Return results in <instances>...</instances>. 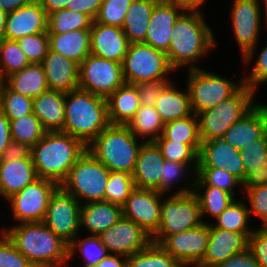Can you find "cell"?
Segmentation results:
<instances>
[{
  "mask_svg": "<svg viewBox=\"0 0 267 267\" xmlns=\"http://www.w3.org/2000/svg\"><path fill=\"white\" fill-rule=\"evenodd\" d=\"M216 44L213 31L201 11L186 10L173 26L171 44L166 53L175 70L186 65L190 70L200 68L196 65L197 60L208 54Z\"/></svg>",
  "mask_w": 267,
  "mask_h": 267,
  "instance_id": "obj_1",
  "label": "cell"
},
{
  "mask_svg": "<svg viewBox=\"0 0 267 267\" xmlns=\"http://www.w3.org/2000/svg\"><path fill=\"white\" fill-rule=\"evenodd\" d=\"M134 189L135 185L131 174L110 171L105 188V201L123 207Z\"/></svg>",
  "mask_w": 267,
  "mask_h": 267,
  "instance_id": "obj_45",
  "label": "cell"
},
{
  "mask_svg": "<svg viewBox=\"0 0 267 267\" xmlns=\"http://www.w3.org/2000/svg\"><path fill=\"white\" fill-rule=\"evenodd\" d=\"M109 175L108 168L86 150L60 186L81 204V199L86 201L85 203L105 201Z\"/></svg>",
  "mask_w": 267,
  "mask_h": 267,
  "instance_id": "obj_8",
  "label": "cell"
},
{
  "mask_svg": "<svg viewBox=\"0 0 267 267\" xmlns=\"http://www.w3.org/2000/svg\"><path fill=\"white\" fill-rule=\"evenodd\" d=\"M260 0H234L231 9L233 35L239 46L243 62L253 61L259 32L262 12Z\"/></svg>",
  "mask_w": 267,
  "mask_h": 267,
  "instance_id": "obj_12",
  "label": "cell"
},
{
  "mask_svg": "<svg viewBox=\"0 0 267 267\" xmlns=\"http://www.w3.org/2000/svg\"><path fill=\"white\" fill-rule=\"evenodd\" d=\"M93 19L77 11L62 9L48 16V34H64L74 30H90Z\"/></svg>",
  "mask_w": 267,
  "mask_h": 267,
  "instance_id": "obj_37",
  "label": "cell"
},
{
  "mask_svg": "<svg viewBox=\"0 0 267 267\" xmlns=\"http://www.w3.org/2000/svg\"><path fill=\"white\" fill-rule=\"evenodd\" d=\"M7 13L0 8V39L3 38L5 32Z\"/></svg>",
  "mask_w": 267,
  "mask_h": 267,
  "instance_id": "obj_65",
  "label": "cell"
},
{
  "mask_svg": "<svg viewBox=\"0 0 267 267\" xmlns=\"http://www.w3.org/2000/svg\"><path fill=\"white\" fill-rule=\"evenodd\" d=\"M49 90L68 93L79 88V64L48 50L41 62Z\"/></svg>",
  "mask_w": 267,
  "mask_h": 267,
  "instance_id": "obj_25",
  "label": "cell"
},
{
  "mask_svg": "<svg viewBox=\"0 0 267 267\" xmlns=\"http://www.w3.org/2000/svg\"><path fill=\"white\" fill-rule=\"evenodd\" d=\"M267 131V104L257 103L241 119L231 125L222 137L240 150L253 140L261 139Z\"/></svg>",
  "mask_w": 267,
  "mask_h": 267,
  "instance_id": "obj_23",
  "label": "cell"
},
{
  "mask_svg": "<svg viewBox=\"0 0 267 267\" xmlns=\"http://www.w3.org/2000/svg\"><path fill=\"white\" fill-rule=\"evenodd\" d=\"M191 178L192 183H188V186L180 188L162 200L160 225L151 236L152 242L160 244L167 236L192 229L204 222L198 199L193 193L196 177L191 176Z\"/></svg>",
  "mask_w": 267,
  "mask_h": 267,
  "instance_id": "obj_6",
  "label": "cell"
},
{
  "mask_svg": "<svg viewBox=\"0 0 267 267\" xmlns=\"http://www.w3.org/2000/svg\"><path fill=\"white\" fill-rule=\"evenodd\" d=\"M250 74L248 76L242 77L243 84L248 88H252L256 91L258 85L267 81V44L261 50L260 54L257 56V60L252 65Z\"/></svg>",
  "mask_w": 267,
  "mask_h": 267,
  "instance_id": "obj_54",
  "label": "cell"
},
{
  "mask_svg": "<svg viewBox=\"0 0 267 267\" xmlns=\"http://www.w3.org/2000/svg\"><path fill=\"white\" fill-rule=\"evenodd\" d=\"M109 124L106 98L80 88L66 93L62 132L87 147Z\"/></svg>",
  "mask_w": 267,
  "mask_h": 267,
  "instance_id": "obj_4",
  "label": "cell"
},
{
  "mask_svg": "<svg viewBox=\"0 0 267 267\" xmlns=\"http://www.w3.org/2000/svg\"><path fill=\"white\" fill-rule=\"evenodd\" d=\"M198 168L225 169L241 183L246 177L240 150L232 147L223 138L204 141L198 153Z\"/></svg>",
  "mask_w": 267,
  "mask_h": 267,
  "instance_id": "obj_18",
  "label": "cell"
},
{
  "mask_svg": "<svg viewBox=\"0 0 267 267\" xmlns=\"http://www.w3.org/2000/svg\"><path fill=\"white\" fill-rule=\"evenodd\" d=\"M42 8L45 10L47 15L49 16L50 14L66 9L68 3L71 0H37Z\"/></svg>",
  "mask_w": 267,
  "mask_h": 267,
  "instance_id": "obj_61",
  "label": "cell"
},
{
  "mask_svg": "<svg viewBox=\"0 0 267 267\" xmlns=\"http://www.w3.org/2000/svg\"><path fill=\"white\" fill-rule=\"evenodd\" d=\"M163 135L171 141L188 145H201L198 116L192 113L187 117L166 123Z\"/></svg>",
  "mask_w": 267,
  "mask_h": 267,
  "instance_id": "obj_38",
  "label": "cell"
},
{
  "mask_svg": "<svg viewBox=\"0 0 267 267\" xmlns=\"http://www.w3.org/2000/svg\"><path fill=\"white\" fill-rule=\"evenodd\" d=\"M251 234L210 227L208 246L203 259L195 267H215L234 254L244 251Z\"/></svg>",
  "mask_w": 267,
  "mask_h": 267,
  "instance_id": "obj_20",
  "label": "cell"
},
{
  "mask_svg": "<svg viewBox=\"0 0 267 267\" xmlns=\"http://www.w3.org/2000/svg\"><path fill=\"white\" fill-rule=\"evenodd\" d=\"M96 267H127V257L110 254L108 257L102 259Z\"/></svg>",
  "mask_w": 267,
  "mask_h": 267,
  "instance_id": "obj_62",
  "label": "cell"
},
{
  "mask_svg": "<svg viewBox=\"0 0 267 267\" xmlns=\"http://www.w3.org/2000/svg\"><path fill=\"white\" fill-rule=\"evenodd\" d=\"M260 267H267V227L255 229L248 237V246Z\"/></svg>",
  "mask_w": 267,
  "mask_h": 267,
  "instance_id": "obj_53",
  "label": "cell"
},
{
  "mask_svg": "<svg viewBox=\"0 0 267 267\" xmlns=\"http://www.w3.org/2000/svg\"><path fill=\"white\" fill-rule=\"evenodd\" d=\"M240 198L234 201L222 211V213L215 219L216 223L210 224V227L229 230L236 233H252L254 229L248 227L250 218L249 207Z\"/></svg>",
  "mask_w": 267,
  "mask_h": 267,
  "instance_id": "obj_36",
  "label": "cell"
},
{
  "mask_svg": "<svg viewBox=\"0 0 267 267\" xmlns=\"http://www.w3.org/2000/svg\"><path fill=\"white\" fill-rule=\"evenodd\" d=\"M187 77L191 110L196 115L229 99L244 85L243 79L234 83L224 76L201 68L188 70Z\"/></svg>",
  "mask_w": 267,
  "mask_h": 267,
  "instance_id": "obj_10",
  "label": "cell"
},
{
  "mask_svg": "<svg viewBox=\"0 0 267 267\" xmlns=\"http://www.w3.org/2000/svg\"><path fill=\"white\" fill-rule=\"evenodd\" d=\"M87 147L77 138L62 131H47L31 148L38 178L48 179L59 186Z\"/></svg>",
  "mask_w": 267,
  "mask_h": 267,
  "instance_id": "obj_3",
  "label": "cell"
},
{
  "mask_svg": "<svg viewBox=\"0 0 267 267\" xmlns=\"http://www.w3.org/2000/svg\"><path fill=\"white\" fill-rule=\"evenodd\" d=\"M1 231L35 267H62L68 261V243L43 222L19 223Z\"/></svg>",
  "mask_w": 267,
  "mask_h": 267,
  "instance_id": "obj_2",
  "label": "cell"
},
{
  "mask_svg": "<svg viewBox=\"0 0 267 267\" xmlns=\"http://www.w3.org/2000/svg\"><path fill=\"white\" fill-rule=\"evenodd\" d=\"M127 125L109 124L88 146L87 150L109 171L133 174L143 144Z\"/></svg>",
  "mask_w": 267,
  "mask_h": 267,
  "instance_id": "obj_5",
  "label": "cell"
},
{
  "mask_svg": "<svg viewBox=\"0 0 267 267\" xmlns=\"http://www.w3.org/2000/svg\"><path fill=\"white\" fill-rule=\"evenodd\" d=\"M164 160L160 148L154 141H144L132 174L135 188L155 190L161 193V173Z\"/></svg>",
  "mask_w": 267,
  "mask_h": 267,
  "instance_id": "obj_24",
  "label": "cell"
},
{
  "mask_svg": "<svg viewBox=\"0 0 267 267\" xmlns=\"http://www.w3.org/2000/svg\"><path fill=\"white\" fill-rule=\"evenodd\" d=\"M209 236L210 224L204 221L197 227L167 236L159 245L183 267H195L203 259Z\"/></svg>",
  "mask_w": 267,
  "mask_h": 267,
  "instance_id": "obj_15",
  "label": "cell"
},
{
  "mask_svg": "<svg viewBox=\"0 0 267 267\" xmlns=\"http://www.w3.org/2000/svg\"><path fill=\"white\" fill-rule=\"evenodd\" d=\"M241 185L242 183L225 169L197 168L194 186L218 187L235 196L233 189Z\"/></svg>",
  "mask_w": 267,
  "mask_h": 267,
  "instance_id": "obj_46",
  "label": "cell"
},
{
  "mask_svg": "<svg viewBox=\"0 0 267 267\" xmlns=\"http://www.w3.org/2000/svg\"><path fill=\"white\" fill-rule=\"evenodd\" d=\"M29 64L16 40L0 39V76L3 80Z\"/></svg>",
  "mask_w": 267,
  "mask_h": 267,
  "instance_id": "obj_42",
  "label": "cell"
},
{
  "mask_svg": "<svg viewBox=\"0 0 267 267\" xmlns=\"http://www.w3.org/2000/svg\"><path fill=\"white\" fill-rule=\"evenodd\" d=\"M49 50L73 60L79 65L91 54L90 30H74L64 34H48Z\"/></svg>",
  "mask_w": 267,
  "mask_h": 267,
  "instance_id": "obj_30",
  "label": "cell"
},
{
  "mask_svg": "<svg viewBox=\"0 0 267 267\" xmlns=\"http://www.w3.org/2000/svg\"><path fill=\"white\" fill-rule=\"evenodd\" d=\"M165 160L180 163H198L200 145H188L168 140L163 134L154 141Z\"/></svg>",
  "mask_w": 267,
  "mask_h": 267,
  "instance_id": "obj_44",
  "label": "cell"
},
{
  "mask_svg": "<svg viewBox=\"0 0 267 267\" xmlns=\"http://www.w3.org/2000/svg\"><path fill=\"white\" fill-rule=\"evenodd\" d=\"M4 83L12 91L32 99L49 90L41 63H30L21 71L8 76Z\"/></svg>",
  "mask_w": 267,
  "mask_h": 267,
  "instance_id": "obj_31",
  "label": "cell"
},
{
  "mask_svg": "<svg viewBox=\"0 0 267 267\" xmlns=\"http://www.w3.org/2000/svg\"><path fill=\"white\" fill-rule=\"evenodd\" d=\"M0 109L9 120L33 113V99L12 91L5 83L0 92Z\"/></svg>",
  "mask_w": 267,
  "mask_h": 267,
  "instance_id": "obj_43",
  "label": "cell"
},
{
  "mask_svg": "<svg viewBox=\"0 0 267 267\" xmlns=\"http://www.w3.org/2000/svg\"><path fill=\"white\" fill-rule=\"evenodd\" d=\"M77 237L68 244V260L75 256V253L80 252L86 260L83 267H96L102 259L110 255L98 235H90L82 240Z\"/></svg>",
  "mask_w": 267,
  "mask_h": 267,
  "instance_id": "obj_40",
  "label": "cell"
},
{
  "mask_svg": "<svg viewBox=\"0 0 267 267\" xmlns=\"http://www.w3.org/2000/svg\"><path fill=\"white\" fill-rule=\"evenodd\" d=\"M11 141L12 138L9 119L0 109V156L3 154L4 150Z\"/></svg>",
  "mask_w": 267,
  "mask_h": 267,
  "instance_id": "obj_60",
  "label": "cell"
},
{
  "mask_svg": "<svg viewBox=\"0 0 267 267\" xmlns=\"http://www.w3.org/2000/svg\"><path fill=\"white\" fill-rule=\"evenodd\" d=\"M186 91H179L176 84L170 83L162 92L155 104V109L161 116L164 124L181 119L192 114L190 95Z\"/></svg>",
  "mask_w": 267,
  "mask_h": 267,
  "instance_id": "obj_33",
  "label": "cell"
},
{
  "mask_svg": "<svg viewBox=\"0 0 267 267\" xmlns=\"http://www.w3.org/2000/svg\"><path fill=\"white\" fill-rule=\"evenodd\" d=\"M126 82L122 63L89 54L79 65V88L108 98Z\"/></svg>",
  "mask_w": 267,
  "mask_h": 267,
  "instance_id": "obj_11",
  "label": "cell"
},
{
  "mask_svg": "<svg viewBox=\"0 0 267 267\" xmlns=\"http://www.w3.org/2000/svg\"><path fill=\"white\" fill-rule=\"evenodd\" d=\"M30 155L31 148L28 145L12 140L0 156V160H18Z\"/></svg>",
  "mask_w": 267,
  "mask_h": 267,
  "instance_id": "obj_59",
  "label": "cell"
},
{
  "mask_svg": "<svg viewBox=\"0 0 267 267\" xmlns=\"http://www.w3.org/2000/svg\"><path fill=\"white\" fill-rule=\"evenodd\" d=\"M267 184V156L265 157L262 165L246 174L242 182V189H252Z\"/></svg>",
  "mask_w": 267,
  "mask_h": 267,
  "instance_id": "obj_58",
  "label": "cell"
},
{
  "mask_svg": "<svg viewBox=\"0 0 267 267\" xmlns=\"http://www.w3.org/2000/svg\"><path fill=\"white\" fill-rule=\"evenodd\" d=\"M122 70L125 82L131 85L149 81H171L167 75L175 71L166 52L143 42L130 43L122 62Z\"/></svg>",
  "mask_w": 267,
  "mask_h": 267,
  "instance_id": "obj_9",
  "label": "cell"
},
{
  "mask_svg": "<svg viewBox=\"0 0 267 267\" xmlns=\"http://www.w3.org/2000/svg\"><path fill=\"white\" fill-rule=\"evenodd\" d=\"M179 4L185 11H200V7L206 3V0H172Z\"/></svg>",
  "mask_w": 267,
  "mask_h": 267,
  "instance_id": "obj_64",
  "label": "cell"
},
{
  "mask_svg": "<svg viewBox=\"0 0 267 267\" xmlns=\"http://www.w3.org/2000/svg\"><path fill=\"white\" fill-rule=\"evenodd\" d=\"M103 0H71L66 9L89 15L95 20Z\"/></svg>",
  "mask_w": 267,
  "mask_h": 267,
  "instance_id": "obj_57",
  "label": "cell"
},
{
  "mask_svg": "<svg viewBox=\"0 0 267 267\" xmlns=\"http://www.w3.org/2000/svg\"><path fill=\"white\" fill-rule=\"evenodd\" d=\"M133 0H103L95 22L122 28L124 18Z\"/></svg>",
  "mask_w": 267,
  "mask_h": 267,
  "instance_id": "obj_47",
  "label": "cell"
},
{
  "mask_svg": "<svg viewBox=\"0 0 267 267\" xmlns=\"http://www.w3.org/2000/svg\"><path fill=\"white\" fill-rule=\"evenodd\" d=\"M108 120L113 125H127L141 106L135 85L125 83L107 99Z\"/></svg>",
  "mask_w": 267,
  "mask_h": 267,
  "instance_id": "obj_29",
  "label": "cell"
},
{
  "mask_svg": "<svg viewBox=\"0 0 267 267\" xmlns=\"http://www.w3.org/2000/svg\"><path fill=\"white\" fill-rule=\"evenodd\" d=\"M164 122L155 106L141 105L135 116L127 124L130 131L137 137L143 136V141H155L163 134ZM147 138V139H144Z\"/></svg>",
  "mask_w": 267,
  "mask_h": 267,
  "instance_id": "obj_34",
  "label": "cell"
},
{
  "mask_svg": "<svg viewBox=\"0 0 267 267\" xmlns=\"http://www.w3.org/2000/svg\"><path fill=\"white\" fill-rule=\"evenodd\" d=\"M193 193L199 202L201 218L210 215L216 219L235 199L232 194L213 186H194Z\"/></svg>",
  "mask_w": 267,
  "mask_h": 267,
  "instance_id": "obj_35",
  "label": "cell"
},
{
  "mask_svg": "<svg viewBox=\"0 0 267 267\" xmlns=\"http://www.w3.org/2000/svg\"><path fill=\"white\" fill-rule=\"evenodd\" d=\"M98 236L110 254L125 257L143 250L152 242L149 233L124 216Z\"/></svg>",
  "mask_w": 267,
  "mask_h": 267,
  "instance_id": "obj_16",
  "label": "cell"
},
{
  "mask_svg": "<svg viewBox=\"0 0 267 267\" xmlns=\"http://www.w3.org/2000/svg\"><path fill=\"white\" fill-rule=\"evenodd\" d=\"M66 93L47 90L33 99V113L47 131H61L65 122Z\"/></svg>",
  "mask_w": 267,
  "mask_h": 267,
  "instance_id": "obj_28",
  "label": "cell"
},
{
  "mask_svg": "<svg viewBox=\"0 0 267 267\" xmlns=\"http://www.w3.org/2000/svg\"><path fill=\"white\" fill-rule=\"evenodd\" d=\"M262 3L264 4V7H265V8H264V10H265V11H264V12H265V14H264V15H265V19H264V20H265L266 25H267V0H263Z\"/></svg>",
  "mask_w": 267,
  "mask_h": 267,
  "instance_id": "obj_66",
  "label": "cell"
},
{
  "mask_svg": "<svg viewBox=\"0 0 267 267\" xmlns=\"http://www.w3.org/2000/svg\"><path fill=\"white\" fill-rule=\"evenodd\" d=\"M123 216L121 206L97 201L81 204L80 228L84 227L91 235H99L113 226Z\"/></svg>",
  "mask_w": 267,
  "mask_h": 267,
  "instance_id": "obj_27",
  "label": "cell"
},
{
  "mask_svg": "<svg viewBox=\"0 0 267 267\" xmlns=\"http://www.w3.org/2000/svg\"><path fill=\"white\" fill-rule=\"evenodd\" d=\"M38 178L32 156L0 160V196L5 199L23 190Z\"/></svg>",
  "mask_w": 267,
  "mask_h": 267,
  "instance_id": "obj_26",
  "label": "cell"
},
{
  "mask_svg": "<svg viewBox=\"0 0 267 267\" xmlns=\"http://www.w3.org/2000/svg\"><path fill=\"white\" fill-rule=\"evenodd\" d=\"M245 174L260 167L267 156V134L240 149Z\"/></svg>",
  "mask_w": 267,
  "mask_h": 267,
  "instance_id": "obj_50",
  "label": "cell"
},
{
  "mask_svg": "<svg viewBox=\"0 0 267 267\" xmlns=\"http://www.w3.org/2000/svg\"><path fill=\"white\" fill-rule=\"evenodd\" d=\"M160 0H133L122 26L130 43H141L149 27L150 18L155 5Z\"/></svg>",
  "mask_w": 267,
  "mask_h": 267,
  "instance_id": "obj_32",
  "label": "cell"
},
{
  "mask_svg": "<svg viewBox=\"0 0 267 267\" xmlns=\"http://www.w3.org/2000/svg\"><path fill=\"white\" fill-rule=\"evenodd\" d=\"M0 267H35L3 231L0 235Z\"/></svg>",
  "mask_w": 267,
  "mask_h": 267,
  "instance_id": "obj_51",
  "label": "cell"
},
{
  "mask_svg": "<svg viewBox=\"0 0 267 267\" xmlns=\"http://www.w3.org/2000/svg\"><path fill=\"white\" fill-rule=\"evenodd\" d=\"M81 203L59 186L52 194L43 223L68 244L79 236Z\"/></svg>",
  "mask_w": 267,
  "mask_h": 267,
  "instance_id": "obj_14",
  "label": "cell"
},
{
  "mask_svg": "<svg viewBox=\"0 0 267 267\" xmlns=\"http://www.w3.org/2000/svg\"><path fill=\"white\" fill-rule=\"evenodd\" d=\"M255 90L243 85L232 97L200 112L199 134L201 142L222 138L232 124L241 119L257 103Z\"/></svg>",
  "mask_w": 267,
  "mask_h": 267,
  "instance_id": "obj_7",
  "label": "cell"
},
{
  "mask_svg": "<svg viewBox=\"0 0 267 267\" xmlns=\"http://www.w3.org/2000/svg\"><path fill=\"white\" fill-rule=\"evenodd\" d=\"M171 83V81H149L136 83L141 105L155 106L161 92Z\"/></svg>",
  "mask_w": 267,
  "mask_h": 267,
  "instance_id": "obj_55",
  "label": "cell"
},
{
  "mask_svg": "<svg viewBox=\"0 0 267 267\" xmlns=\"http://www.w3.org/2000/svg\"><path fill=\"white\" fill-rule=\"evenodd\" d=\"M16 42L32 64L41 63L49 50L48 33L27 35Z\"/></svg>",
  "mask_w": 267,
  "mask_h": 267,
  "instance_id": "obj_48",
  "label": "cell"
},
{
  "mask_svg": "<svg viewBox=\"0 0 267 267\" xmlns=\"http://www.w3.org/2000/svg\"><path fill=\"white\" fill-rule=\"evenodd\" d=\"M184 11L172 0H160L152 11L143 43L167 52L171 44L173 26Z\"/></svg>",
  "mask_w": 267,
  "mask_h": 267,
  "instance_id": "obj_19",
  "label": "cell"
},
{
  "mask_svg": "<svg viewBox=\"0 0 267 267\" xmlns=\"http://www.w3.org/2000/svg\"><path fill=\"white\" fill-rule=\"evenodd\" d=\"M190 164L192 165L190 166ZM188 168H191L189 173H192V175L196 177L198 163H180L164 160L163 170L161 173V193L167 194L166 192L171 190L170 188L174 186L173 184H179L177 182L185 177V175L187 176L189 170Z\"/></svg>",
  "mask_w": 267,
  "mask_h": 267,
  "instance_id": "obj_49",
  "label": "cell"
},
{
  "mask_svg": "<svg viewBox=\"0 0 267 267\" xmlns=\"http://www.w3.org/2000/svg\"><path fill=\"white\" fill-rule=\"evenodd\" d=\"M9 122L12 140L26 144L30 148L41 140L47 132L34 113L19 119L9 120Z\"/></svg>",
  "mask_w": 267,
  "mask_h": 267,
  "instance_id": "obj_41",
  "label": "cell"
},
{
  "mask_svg": "<svg viewBox=\"0 0 267 267\" xmlns=\"http://www.w3.org/2000/svg\"><path fill=\"white\" fill-rule=\"evenodd\" d=\"M127 267H183L159 244L151 242L147 247L127 257Z\"/></svg>",
  "mask_w": 267,
  "mask_h": 267,
  "instance_id": "obj_39",
  "label": "cell"
},
{
  "mask_svg": "<svg viewBox=\"0 0 267 267\" xmlns=\"http://www.w3.org/2000/svg\"><path fill=\"white\" fill-rule=\"evenodd\" d=\"M164 196L155 190L135 188L122 207L123 216L152 236L160 225L161 198Z\"/></svg>",
  "mask_w": 267,
  "mask_h": 267,
  "instance_id": "obj_17",
  "label": "cell"
},
{
  "mask_svg": "<svg viewBox=\"0 0 267 267\" xmlns=\"http://www.w3.org/2000/svg\"><path fill=\"white\" fill-rule=\"evenodd\" d=\"M249 200L250 216L253 213L262 220V227H267V184L252 189H244Z\"/></svg>",
  "mask_w": 267,
  "mask_h": 267,
  "instance_id": "obj_52",
  "label": "cell"
},
{
  "mask_svg": "<svg viewBox=\"0 0 267 267\" xmlns=\"http://www.w3.org/2000/svg\"><path fill=\"white\" fill-rule=\"evenodd\" d=\"M33 0H0V8L7 14L29 5Z\"/></svg>",
  "mask_w": 267,
  "mask_h": 267,
  "instance_id": "obj_63",
  "label": "cell"
},
{
  "mask_svg": "<svg viewBox=\"0 0 267 267\" xmlns=\"http://www.w3.org/2000/svg\"><path fill=\"white\" fill-rule=\"evenodd\" d=\"M3 84H4V80H3L2 77L0 76V92H1V88H2Z\"/></svg>",
  "mask_w": 267,
  "mask_h": 267,
  "instance_id": "obj_67",
  "label": "cell"
},
{
  "mask_svg": "<svg viewBox=\"0 0 267 267\" xmlns=\"http://www.w3.org/2000/svg\"><path fill=\"white\" fill-rule=\"evenodd\" d=\"M59 185L51 180L37 178L7 200L15 221L21 223L43 222L49 200Z\"/></svg>",
  "mask_w": 267,
  "mask_h": 267,
  "instance_id": "obj_13",
  "label": "cell"
},
{
  "mask_svg": "<svg viewBox=\"0 0 267 267\" xmlns=\"http://www.w3.org/2000/svg\"><path fill=\"white\" fill-rule=\"evenodd\" d=\"M215 267H260V265L247 248L242 252L234 254Z\"/></svg>",
  "mask_w": 267,
  "mask_h": 267,
  "instance_id": "obj_56",
  "label": "cell"
},
{
  "mask_svg": "<svg viewBox=\"0 0 267 267\" xmlns=\"http://www.w3.org/2000/svg\"><path fill=\"white\" fill-rule=\"evenodd\" d=\"M48 15L37 0L8 13L3 38L17 40L27 35L48 33Z\"/></svg>",
  "mask_w": 267,
  "mask_h": 267,
  "instance_id": "obj_21",
  "label": "cell"
},
{
  "mask_svg": "<svg viewBox=\"0 0 267 267\" xmlns=\"http://www.w3.org/2000/svg\"><path fill=\"white\" fill-rule=\"evenodd\" d=\"M90 38L92 55L114 62H123L130 42L122 28L93 21Z\"/></svg>",
  "mask_w": 267,
  "mask_h": 267,
  "instance_id": "obj_22",
  "label": "cell"
}]
</instances>
